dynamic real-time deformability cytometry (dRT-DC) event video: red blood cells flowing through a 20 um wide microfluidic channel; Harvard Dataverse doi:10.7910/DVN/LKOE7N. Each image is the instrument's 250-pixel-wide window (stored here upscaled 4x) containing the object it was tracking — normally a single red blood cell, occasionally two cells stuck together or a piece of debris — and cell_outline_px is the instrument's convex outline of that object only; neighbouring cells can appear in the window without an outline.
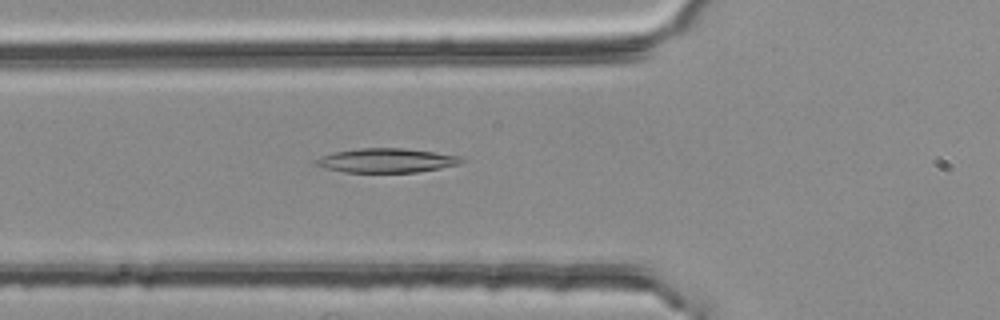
{"species": "common noctule bat (a hibernating species)", "species_latin": "Nyctalus noctula", "temperature_condition": "room temperature", "stored_images_in_passage": 52, "segment_of_instrument_passage": [1, 2], "camera_frame_rate_fps": 3000, "um_per_image_px": 0.085, "animal": {"sex": "female", "body_mass_g": 25.1}, "frame": {"image": 1, "passage_image": 16, "time_ms": 5.0, "image_size_px": [1000, 320], "cell_outline_px": [[464, 160], [460, 164], [440, 168], [416, 172], [344, 172], [324, 168], [312, 164], [312, 160], [320, 156], [336, 152], [356, 148], [404, 148], [460, 156]], "centroid_in_image_um": [32.78, 13.64], "position_along_channel_um": 93.0, "area_um2": 20.58}}
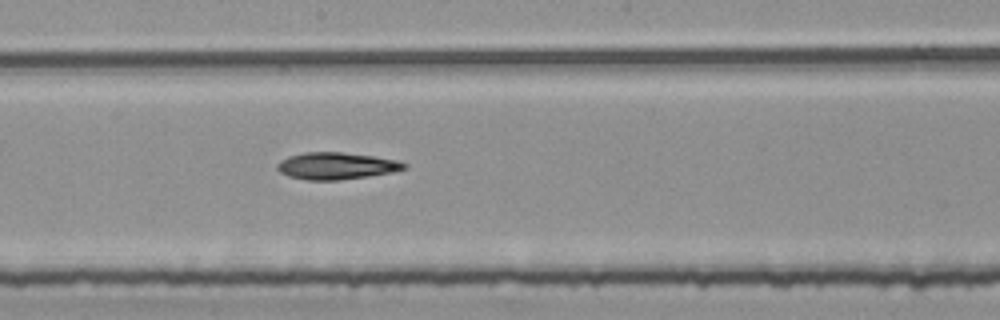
{"frame": {"image": 2, "passage_image": 26, "time_ms": 8.333, "image_size_px": [1000, 320], "cell_outline_px": [[408, 168], [392, 172], [368, 176], [340, 180], [308, 180], [288, 176], [280, 172], [276, 168], [276, 164], [280, 160], [288, 156], [304, 152], [340, 152], [372, 156], [400, 160], [408, 164]], "centroid_in_image_um": [28.59, 14.1], "position_along_channel_um": 219.6, "area_um2": 20.06}}
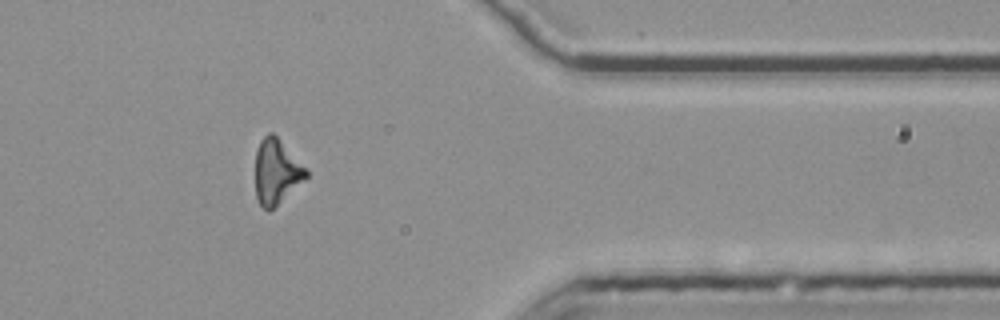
{"frame": {"image": 3, "passage_image": 41, "time_ms": 13.333, "image_size_px": [1000, 320], "cell_outline_px": [[308, 176], [268, 212], [260, 204], [256, 196], [256, 152], [260, 140], [268, 132], [272, 132], [276, 136], [308, 172]], "centroid_in_image_um": [23.46, 14.59], "position_along_channel_um": 387.9, "area_um2": 18.5}}